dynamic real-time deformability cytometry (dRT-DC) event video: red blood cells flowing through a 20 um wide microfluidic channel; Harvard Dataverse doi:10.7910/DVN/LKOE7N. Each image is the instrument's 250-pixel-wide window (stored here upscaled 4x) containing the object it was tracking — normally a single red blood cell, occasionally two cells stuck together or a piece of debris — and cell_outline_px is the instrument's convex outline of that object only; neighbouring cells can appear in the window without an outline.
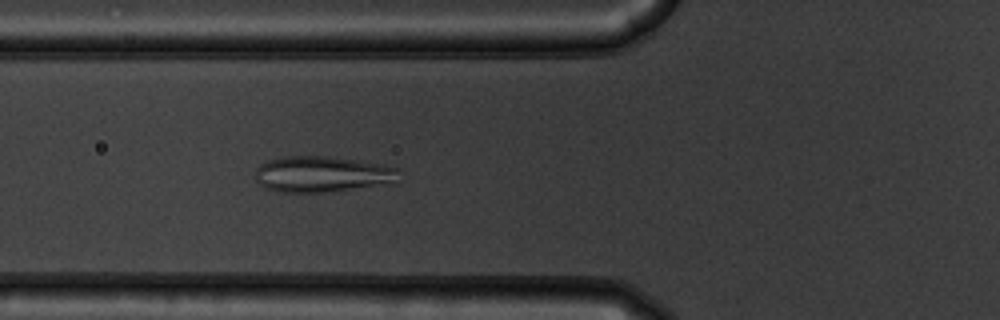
{"species": "common noctule bat (a hibernating species)", "species_latin": "Nyctalus noctula", "temperature_condition": "warm", "stored_images_in_passage": 39, "camera_frame_rate_fps": 3000, "um_per_image_px": 0.085, "animal": {"sex": "male", "body_mass_g": 19.5, "forearm_length_mm": 54.6}, "frame": {"image": 1, "passage_image": 12, "time_ms": 3.667, "image_size_px": [1000, 320], "cell_outline_px": [[400, 184], [328, 192], [280, 192], [264, 188], [256, 180], [256, 168], [260, 164], [268, 160], [284, 156], [328, 156], [384, 164], [400, 168]], "centroid_in_image_um": [27.51, 14.82], "position_along_channel_um": 98.3, "area_um2": 31.04}}